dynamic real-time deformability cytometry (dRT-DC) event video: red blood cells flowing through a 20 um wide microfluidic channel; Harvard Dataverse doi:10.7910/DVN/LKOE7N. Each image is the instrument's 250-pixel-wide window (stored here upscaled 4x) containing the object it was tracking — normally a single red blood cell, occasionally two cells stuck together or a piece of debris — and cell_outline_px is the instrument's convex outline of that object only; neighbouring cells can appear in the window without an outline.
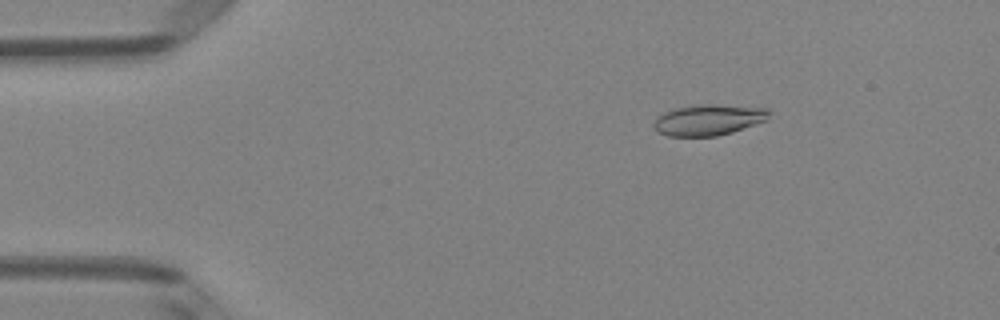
{"species": "Egyptian fruit bat (a non-hibernating species)", "species_latin": "Rousettus aegyptiacus", "temperature_condition": "room temperature", "stored_images_in_passage": 4, "camera_frame_rate_fps": 3000, "um_per_image_px": 0.085, "animal": {"sex": "female"}, "frame": {"image": 1, "passage_image": 2, "time_ms": 0.333, "image_size_px": [1000, 320], "cell_outline_px": [[768, 120], [732, 132], [716, 136], [668, 136], [660, 132], [652, 124], [664, 112], [676, 108], [700, 104], [716, 104], [768, 108]], "centroid_in_image_um": [60.26, 10.18], "position_along_channel_um": 24.7, "area_um2": 20.58}}
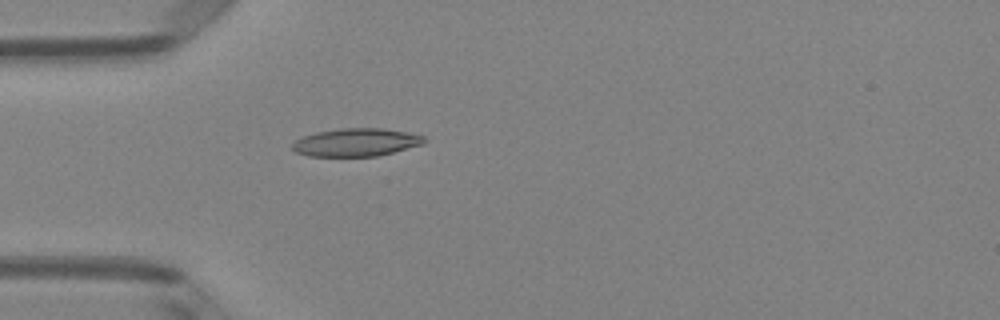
{"frame": {"image": 2, "passage_image": 4, "time_ms": 1.0, "image_size_px": [1000, 320], "cell_outline_px": [[428, 140], [424, 144], [376, 156], [308, 156], [296, 152], [292, 148], [292, 144], [296, 140], [304, 136], [316, 132], [340, 128], [384, 128], [424, 136]], "centroid_in_image_um": [30.27, 12.09], "position_along_channel_um": 54.7, "area_um2": 21.39}}